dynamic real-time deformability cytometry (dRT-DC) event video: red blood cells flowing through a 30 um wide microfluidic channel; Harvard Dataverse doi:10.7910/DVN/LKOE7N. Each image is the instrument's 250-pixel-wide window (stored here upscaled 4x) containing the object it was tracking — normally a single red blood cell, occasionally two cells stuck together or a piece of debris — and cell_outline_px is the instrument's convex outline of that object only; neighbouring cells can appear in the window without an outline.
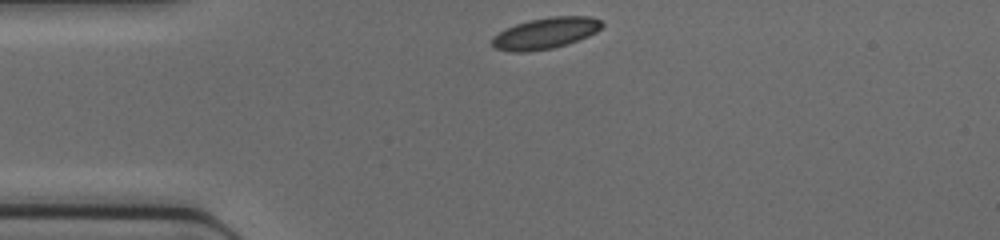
{"species": "common noctule bat (a hibernating species)", "species_latin": "Nyctalus noctula", "temperature_condition": "cold", "stored_images_in_passage": 36, "camera_frame_rate_fps": 3000, "um_per_image_px": 0.085, "animal": {"sex": "female", "body_mass_g": 17.0, "forearm_length_mm": 48.0}, "frame": {"image": 1, "passage_image": 1, "time_ms": 0.0, "image_size_px": [1000, 240], "cell_outline_px": [[604, 24], [596, 32], [588, 36], [568, 44], [552, 48], [524, 52], [512, 52], [496, 48], [492, 44], [492, 36], [504, 28], [528, 20], [548, 16], [588, 16], [600, 20]], "centroid_in_image_um": [46.34, 2.81], "position_along_channel_um": 38.7, "area_um2": 20.06}}
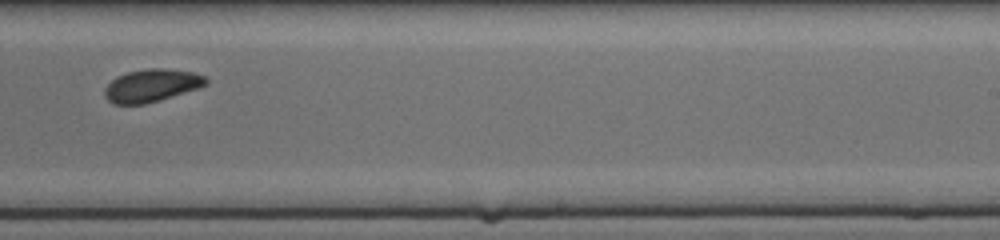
{"frame": {"image": 2, "passage_image": 19, "time_ms": 6.0, "image_size_px": [1000, 240], "cell_outline_px": [[208, 84], [160, 100], [144, 104], [112, 104], [104, 96], [104, 88], [116, 76], [128, 72], [148, 68], [164, 68], [192, 72], [204, 76], [208, 80]], "centroid_in_image_um": [12.85, 7.27], "position_along_channel_um": 276.2, "area_um2": 19.19}}
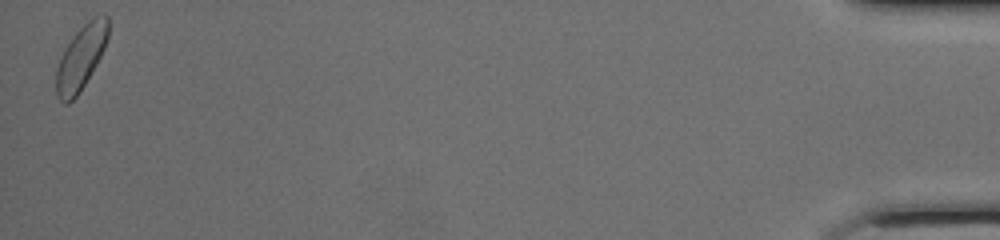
{"frame": {"image": 3, "passage_image": 36, "time_ms": 11.667, "image_size_px": [1000, 240], "cell_outline_px": [[108, 36], [104, 48], [96, 64], [80, 92], [68, 104], [64, 104], [56, 96], [56, 68], [60, 56], [64, 48], [72, 36], [92, 16], [104, 12], [108, 16]], "centroid_in_image_um": [6.87, 4.87], "position_along_channel_um": 428.3, "area_um2": 19.65}}